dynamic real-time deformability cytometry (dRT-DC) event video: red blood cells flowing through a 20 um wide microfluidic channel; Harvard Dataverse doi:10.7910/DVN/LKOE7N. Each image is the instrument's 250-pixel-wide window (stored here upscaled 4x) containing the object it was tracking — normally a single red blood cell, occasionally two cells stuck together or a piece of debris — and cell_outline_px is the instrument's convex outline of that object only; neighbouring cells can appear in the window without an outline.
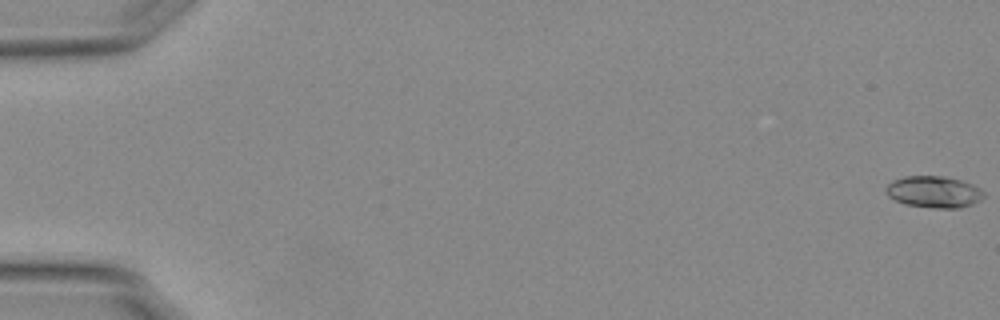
{"species": "Egyptian fruit bat (a non-hibernating species)", "species_latin": "Rousettus aegyptiacus", "temperature_condition": "warm", "stored_images_in_passage": 23, "camera_frame_rate_fps": 3000, "um_per_image_px": 0.085, "animal": {"sex": "female"}, "frame": {"image": 1, "passage_image": 1, "time_ms": 0.0, "image_size_px": [1000, 320], "cell_outline_px": [[984, 196], [980, 200], [972, 204], [960, 208], [932, 208], [904, 204], [888, 196], [884, 188], [892, 180], [904, 176], [944, 176], [960, 180], [972, 184], [980, 188], [984, 192]], "centroid_in_image_um": [79.37, 16.31], "position_along_channel_um": 5.6, "area_um2": 18.15}}
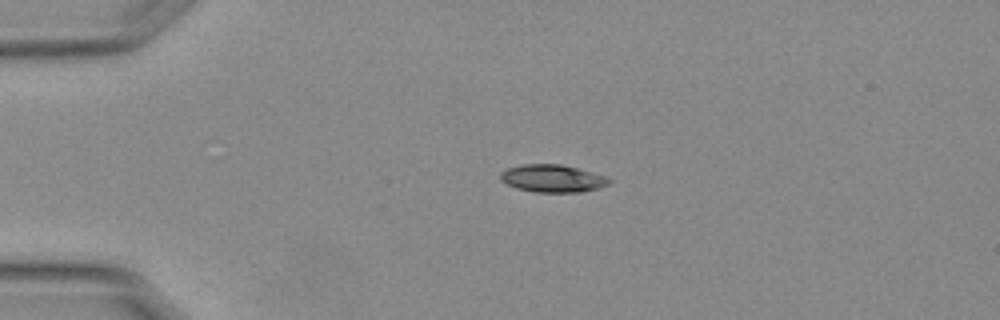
{"frame": {"image": 2, "passage_image": 14, "time_ms": 4.333, "image_size_px": [1000, 320], "cell_outline_px": [[612, 180], [608, 184], [600, 188], [580, 192], [532, 192], [516, 188], [500, 180], [500, 172], [508, 168], [524, 164], [560, 164], [576, 168], [604, 176]], "centroid_in_image_um": [46.94, 15.17], "position_along_channel_um": 38.1, "area_um2": 17.34}}
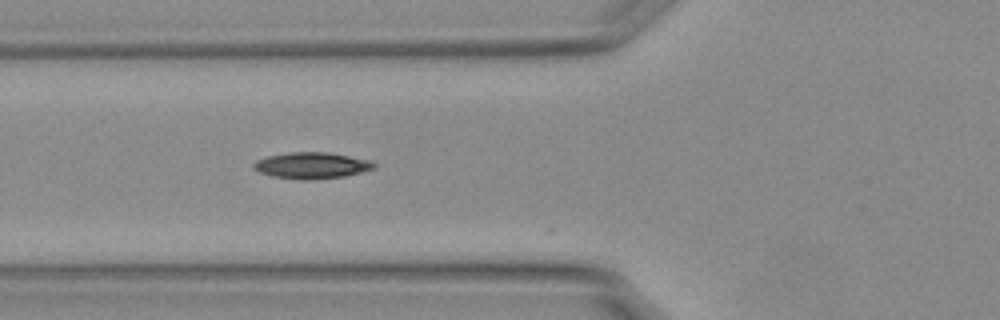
{"frame": {"image": 3, "passage_image": 22, "time_ms": 7.0, "image_size_px": [1000, 320], "cell_outline_px": [[376, 168], [344, 176], [312, 180], [296, 180], [272, 176], [260, 172], [252, 168], [252, 164], [256, 160], [268, 156], [292, 152], [328, 152], [368, 160], [376, 164]], "centroid_in_image_um": [26.46, 14.07], "position_along_channel_um": 99.3, "area_um2": 18.44}}